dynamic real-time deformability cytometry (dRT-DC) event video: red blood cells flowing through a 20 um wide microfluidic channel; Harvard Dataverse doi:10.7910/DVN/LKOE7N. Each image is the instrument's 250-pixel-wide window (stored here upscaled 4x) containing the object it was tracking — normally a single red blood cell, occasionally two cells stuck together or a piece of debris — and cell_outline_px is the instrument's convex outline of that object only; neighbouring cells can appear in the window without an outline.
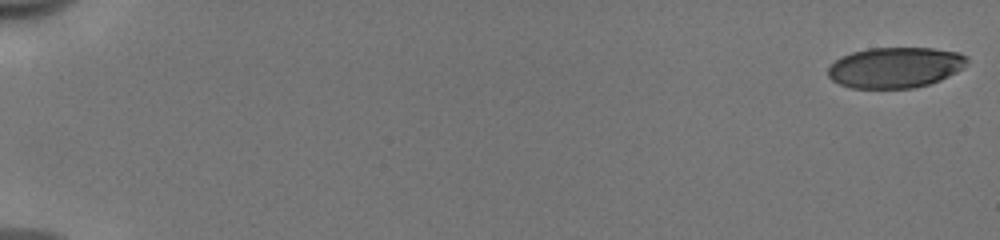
{"species": "human", "species_latin": "Homo sapiens", "temperature_condition": "cold", "stored_images_in_passage": 14, "camera_frame_rate_fps": 3000, "um_per_image_px": 0.085, "donor": {"sex": "male"}, "frame": {"image": 1, "passage_image": 1, "time_ms": 0.0, "image_size_px": [1000, 240], "cell_outline_px": [[968, 60], [964, 68], [940, 80], [928, 84], [912, 88], [852, 88], [840, 84], [832, 80], [828, 76], [828, 68], [840, 56], [852, 52], [868, 48], [932, 48], [960, 52], [968, 56]], "centroid_in_image_um": [76.11, 5.73], "position_along_channel_um": 8.9, "area_um2": 33.06}}